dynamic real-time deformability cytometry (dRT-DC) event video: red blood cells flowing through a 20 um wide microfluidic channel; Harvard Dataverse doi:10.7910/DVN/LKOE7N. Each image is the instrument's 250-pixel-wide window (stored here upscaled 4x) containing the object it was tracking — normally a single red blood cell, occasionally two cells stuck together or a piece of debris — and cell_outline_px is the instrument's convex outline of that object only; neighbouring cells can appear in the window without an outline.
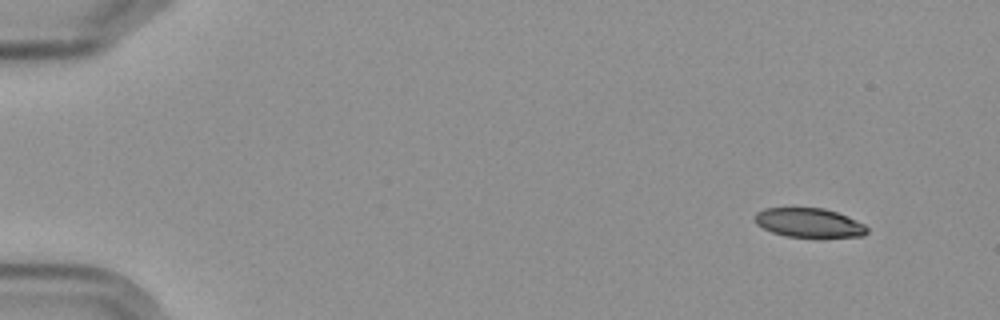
{"species": "Egyptian fruit bat (a non-hibernating species)", "species_latin": "Rousettus aegyptiacus", "temperature_condition": "cold", "stored_images_in_passage": 10, "camera_frame_rate_fps": 3000, "um_per_image_px": 0.085, "frame": {"image": 1, "passage_image": 1, "time_ms": 0.0, "image_size_px": [1000, 320], "cell_outline_px": [[868, 232], [864, 236], [788, 236], [772, 232], [756, 224], [756, 212], [764, 208], [824, 208], [848, 216], [864, 224], [868, 228]], "centroid_in_image_um": [68.78, 18.92], "position_along_channel_um": 16.2, "area_um2": 18.73}}
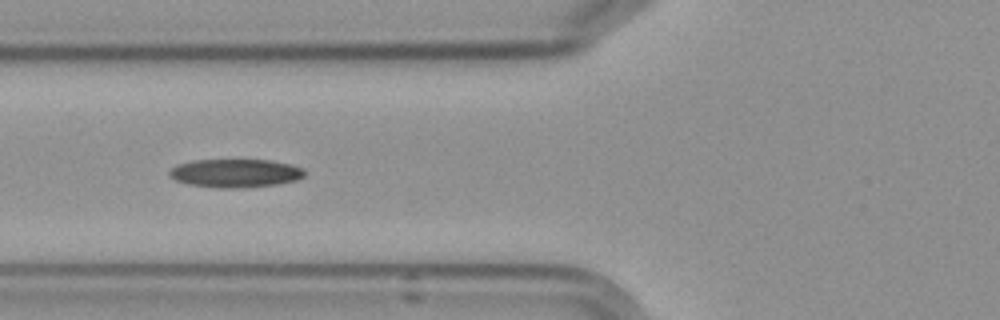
{"frame": {"image": 2, "passage_image": 6, "time_ms": 6.0, "image_size_px": [1000, 320], "cell_outline_px": [[304, 176], [296, 180], [276, 184], [244, 188], [220, 188], [188, 184], [176, 180], [168, 172], [176, 164], [192, 160], [272, 160], [292, 164], [304, 168]], "centroid_in_image_um": [20.03, 14.71], "position_along_channel_um": 105.8, "area_um2": 22.43}}
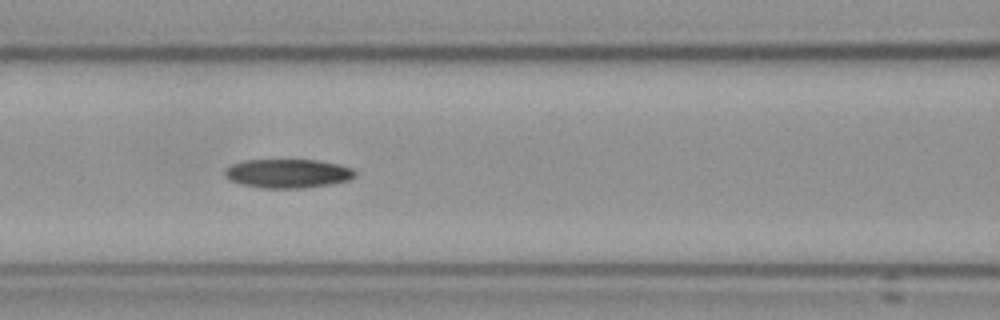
{"frame": {"image": 3, "passage_image": 7, "time_ms": 7.0, "image_size_px": [1000, 320], "cell_outline_px": [[356, 176], [348, 180], [332, 184], [300, 188], [264, 188], [240, 184], [228, 180], [224, 176], [224, 172], [232, 164], [244, 160], [316, 160], [336, 164], [352, 168], [356, 172]], "centroid_in_image_um": [24.45, 14.75], "position_along_channel_um": 142.2, "area_um2": 21.91}}